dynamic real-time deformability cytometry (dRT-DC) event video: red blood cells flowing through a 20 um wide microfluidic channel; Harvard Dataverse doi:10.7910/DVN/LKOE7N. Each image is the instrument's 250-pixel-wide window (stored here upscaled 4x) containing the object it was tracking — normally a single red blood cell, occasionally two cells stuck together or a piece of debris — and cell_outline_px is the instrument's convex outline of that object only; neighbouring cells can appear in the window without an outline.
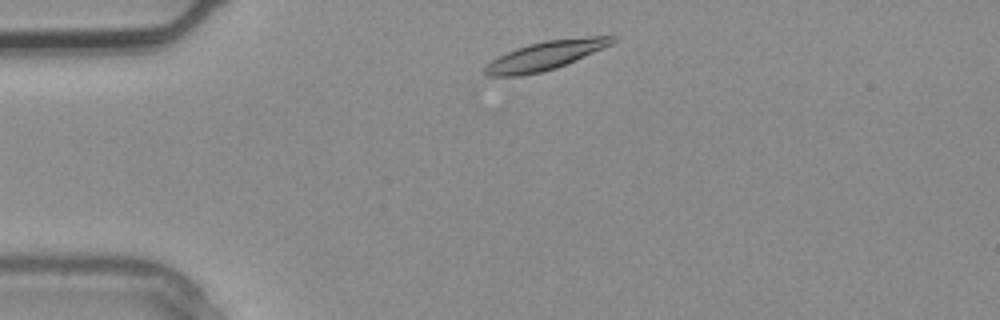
{"species": "common noctule bat (a hibernating species)", "species_latin": "Nyctalus noctula", "temperature_condition": "warm", "stored_images_in_passage": 1, "camera_frame_rate_fps": 3000, "um_per_image_px": 0.085, "animal": {"sex": "male", "body_mass_g": 20.4}, "frame": {"image": 1, "passage_image": 1, "time_ms": 0.0, "image_size_px": [1000, 320], "cell_outline_px": [[616, 40], [612, 44], [556, 68], [540, 72], [520, 76], [484, 76], [484, 68], [492, 60], [516, 48], [528, 44], [544, 40], [592, 36], [616, 36]], "centroid_in_image_um": [46.34, 4.72], "position_along_channel_um": 38.7, "area_um2": 21.1}}